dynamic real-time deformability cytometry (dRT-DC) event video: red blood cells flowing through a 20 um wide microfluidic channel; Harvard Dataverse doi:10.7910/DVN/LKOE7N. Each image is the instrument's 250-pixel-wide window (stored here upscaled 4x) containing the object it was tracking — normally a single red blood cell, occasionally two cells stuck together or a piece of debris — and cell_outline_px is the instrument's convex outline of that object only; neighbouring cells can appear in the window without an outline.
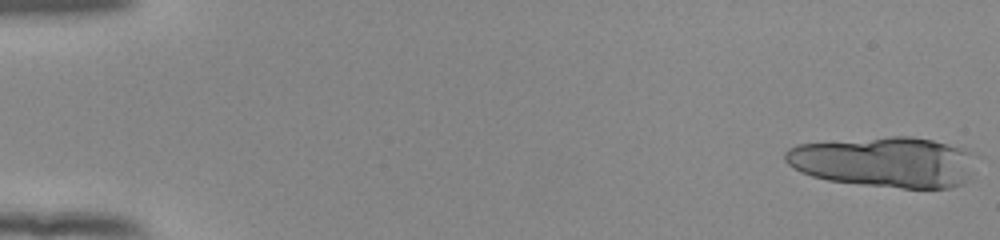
{"species": "human", "species_latin": "Homo sapiens", "temperature_condition": "room temperature", "stored_images_in_passage": 16, "camera_frame_rate_fps": 3000, "um_per_image_px": 0.085, "donor": {"sex": "female"}, "frame": {"image": 1, "passage_image": 1, "time_ms": 0.0, "image_size_px": [1000, 240], "cell_outline_px": [[980, 156], [964, 180], [960, 184], [948, 188], [904, 188], [864, 184], [828, 180], [812, 176], [800, 172], [792, 168], [784, 160], [784, 152], [788, 148], [796, 144], [892, 136], [912, 136], [932, 140], [968, 148], [976, 152]], "centroid_in_image_um": [75.22, 13.75], "position_along_channel_um": 9.8, "area_um2": 56.59}}